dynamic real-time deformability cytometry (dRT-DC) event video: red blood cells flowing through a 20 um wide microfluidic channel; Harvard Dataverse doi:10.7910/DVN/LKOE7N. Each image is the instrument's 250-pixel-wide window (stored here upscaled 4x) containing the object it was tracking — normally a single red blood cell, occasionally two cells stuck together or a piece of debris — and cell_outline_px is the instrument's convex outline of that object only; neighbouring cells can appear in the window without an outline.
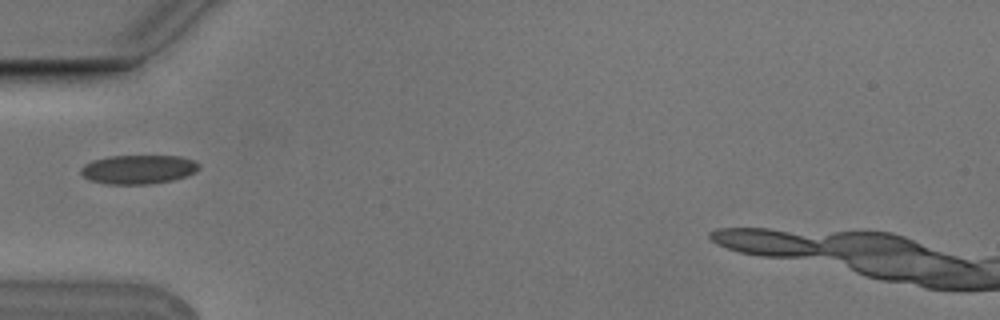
{"species": "Egyptian fruit bat (a non-hibernating species)", "species_latin": "Rousettus aegyptiacus", "temperature_condition": "cold", "stored_images_in_passage": 3, "camera_frame_rate_fps": 3000, "um_per_image_px": 0.085, "animal": {"sex": "male"}, "frame": {"image": 1, "passage_image": 2, "time_ms": 0.333, "image_size_px": [1000, 320], "cell_outline_px": [[200, 168], [196, 172], [172, 180], [148, 184], [108, 184], [88, 180], [80, 172], [80, 168], [84, 164], [92, 160], [108, 156], [180, 156], [192, 160], [200, 164]], "centroid_in_image_um": [11.73, 14.39], "position_along_channel_um": 73.3, "area_um2": 20.0}}